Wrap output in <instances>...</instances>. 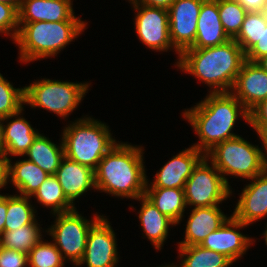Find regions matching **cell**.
Masks as SVG:
<instances>
[{
	"label": "cell",
	"instance_id": "cell-14",
	"mask_svg": "<svg viewBox=\"0 0 267 267\" xmlns=\"http://www.w3.org/2000/svg\"><path fill=\"white\" fill-rule=\"evenodd\" d=\"M230 92L250 112L267 99V72L257 63L245 61Z\"/></svg>",
	"mask_w": 267,
	"mask_h": 267
},
{
	"label": "cell",
	"instance_id": "cell-27",
	"mask_svg": "<svg viewBox=\"0 0 267 267\" xmlns=\"http://www.w3.org/2000/svg\"><path fill=\"white\" fill-rule=\"evenodd\" d=\"M41 229L35 220L32 224L23 225L15 230H4L0 236V247L28 254L43 239Z\"/></svg>",
	"mask_w": 267,
	"mask_h": 267
},
{
	"label": "cell",
	"instance_id": "cell-19",
	"mask_svg": "<svg viewBox=\"0 0 267 267\" xmlns=\"http://www.w3.org/2000/svg\"><path fill=\"white\" fill-rule=\"evenodd\" d=\"M230 39L220 21L218 0H204L198 17L195 41L190 48L213 47Z\"/></svg>",
	"mask_w": 267,
	"mask_h": 267
},
{
	"label": "cell",
	"instance_id": "cell-20",
	"mask_svg": "<svg viewBox=\"0 0 267 267\" xmlns=\"http://www.w3.org/2000/svg\"><path fill=\"white\" fill-rule=\"evenodd\" d=\"M228 218L219 205L193 208L186 224L184 241L179 242L178 246L200 245L210 232L217 230Z\"/></svg>",
	"mask_w": 267,
	"mask_h": 267
},
{
	"label": "cell",
	"instance_id": "cell-17",
	"mask_svg": "<svg viewBox=\"0 0 267 267\" xmlns=\"http://www.w3.org/2000/svg\"><path fill=\"white\" fill-rule=\"evenodd\" d=\"M72 0H22L18 22L82 21L75 17Z\"/></svg>",
	"mask_w": 267,
	"mask_h": 267
},
{
	"label": "cell",
	"instance_id": "cell-26",
	"mask_svg": "<svg viewBox=\"0 0 267 267\" xmlns=\"http://www.w3.org/2000/svg\"><path fill=\"white\" fill-rule=\"evenodd\" d=\"M178 247L181 258L179 267H229L233 265V262L225 255L200 245Z\"/></svg>",
	"mask_w": 267,
	"mask_h": 267
},
{
	"label": "cell",
	"instance_id": "cell-34",
	"mask_svg": "<svg viewBox=\"0 0 267 267\" xmlns=\"http://www.w3.org/2000/svg\"><path fill=\"white\" fill-rule=\"evenodd\" d=\"M18 31V9L14 5L0 2V33L10 35L14 41Z\"/></svg>",
	"mask_w": 267,
	"mask_h": 267
},
{
	"label": "cell",
	"instance_id": "cell-46",
	"mask_svg": "<svg viewBox=\"0 0 267 267\" xmlns=\"http://www.w3.org/2000/svg\"><path fill=\"white\" fill-rule=\"evenodd\" d=\"M262 16H264L267 20V1L264 3V6L259 11Z\"/></svg>",
	"mask_w": 267,
	"mask_h": 267
},
{
	"label": "cell",
	"instance_id": "cell-48",
	"mask_svg": "<svg viewBox=\"0 0 267 267\" xmlns=\"http://www.w3.org/2000/svg\"><path fill=\"white\" fill-rule=\"evenodd\" d=\"M160 267H176V265H173L172 263V265H165V266H160Z\"/></svg>",
	"mask_w": 267,
	"mask_h": 267
},
{
	"label": "cell",
	"instance_id": "cell-7",
	"mask_svg": "<svg viewBox=\"0 0 267 267\" xmlns=\"http://www.w3.org/2000/svg\"><path fill=\"white\" fill-rule=\"evenodd\" d=\"M89 83L43 79L24 87L25 104L66 118L81 103Z\"/></svg>",
	"mask_w": 267,
	"mask_h": 267
},
{
	"label": "cell",
	"instance_id": "cell-38",
	"mask_svg": "<svg viewBox=\"0 0 267 267\" xmlns=\"http://www.w3.org/2000/svg\"><path fill=\"white\" fill-rule=\"evenodd\" d=\"M136 3L143 4L149 7H157L168 10L175 0H134Z\"/></svg>",
	"mask_w": 267,
	"mask_h": 267
},
{
	"label": "cell",
	"instance_id": "cell-32",
	"mask_svg": "<svg viewBox=\"0 0 267 267\" xmlns=\"http://www.w3.org/2000/svg\"><path fill=\"white\" fill-rule=\"evenodd\" d=\"M263 25H267V20L259 11L246 13L241 30L234 38V40L241 46L244 53L259 41Z\"/></svg>",
	"mask_w": 267,
	"mask_h": 267
},
{
	"label": "cell",
	"instance_id": "cell-36",
	"mask_svg": "<svg viewBox=\"0 0 267 267\" xmlns=\"http://www.w3.org/2000/svg\"><path fill=\"white\" fill-rule=\"evenodd\" d=\"M249 125L257 132V134L267 127V99L260 102L249 112Z\"/></svg>",
	"mask_w": 267,
	"mask_h": 267
},
{
	"label": "cell",
	"instance_id": "cell-8",
	"mask_svg": "<svg viewBox=\"0 0 267 267\" xmlns=\"http://www.w3.org/2000/svg\"><path fill=\"white\" fill-rule=\"evenodd\" d=\"M53 215H56V220L46 232L53 238V243L63 259L77 266L85 253L89 229L101 215L95 214L94 218L88 221L76 208Z\"/></svg>",
	"mask_w": 267,
	"mask_h": 267
},
{
	"label": "cell",
	"instance_id": "cell-3",
	"mask_svg": "<svg viewBox=\"0 0 267 267\" xmlns=\"http://www.w3.org/2000/svg\"><path fill=\"white\" fill-rule=\"evenodd\" d=\"M143 158L141 146L115 144L94 171L95 190L135 200L145 195L147 177Z\"/></svg>",
	"mask_w": 267,
	"mask_h": 267
},
{
	"label": "cell",
	"instance_id": "cell-11",
	"mask_svg": "<svg viewBox=\"0 0 267 267\" xmlns=\"http://www.w3.org/2000/svg\"><path fill=\"white\" fill-rule=\"evenodd\" d=\"M203 1L175 0L168 9L170 40L178 57L194 44Z\"/></svg>",
	"mask_w": 267,
	"mask_h": 267
},
{
	"label": "cell",
	"instance_id": "cell-39",
	"mask_svg": "<svg viewBox=\"0 0 267 267\" xmlns=\"http://www.w3.org/2000/svg\"><path fill=\"white\" fill-rule=\"evenodd\" d=\"M247 12L260 11L267 0H236Z\"/></svg>",
	"mask_w": 267,
	"mask_h": 267
},
{
	"label": "cell",
	"instance_id": "cell-30",
	"mask_svg": "<svg viewBox=\"0 0 267 267\" xmlns=\"http://www.w3.org/2000/svg\"><path fill=\"white\" fill-rule=\"evenodd\" d=\"M25 104L24 87L14 88L0 73V117L3 122L16 116Z\"/></svg>",
	"mask_w": 267,
	"mask_h": 267
},
{
	"label": "cell",
	"instance_id": "cell-21",
	"mask_svg": "<svg viewBox=\"0 0 267 267\" xmlns=\"http://www.w3.org/2000/svg\"><path fill=\"white\" fill-rule=\"evenodd\" d=\"M23 111L16 113L15 120L3 124V157L6 160L8 155L23 156L39 134L25 118L20 117Z\"/></svg>",
	"mask_w": 267,
	"mask_h": 267
},
{
	"label": "cell",
	"instance_id": "cell-18",
	"mask_svg": "<svg viewBox=\"0 0 267 267\" xmlns=\"http://www.w3.org/2000/svg\"><path fill=\"white\" fill-rule=\"evenodd\" d=\"M66 198L74 205L75 199L95 187V174L91 168L64 157L55 173Z\"/></svg>",
	"mask_w": 267,
	"mask_h": 267
},
{
	"label": "cell",
	"instance_id": "cell-33",
	"mask_svg": "<svg viewBox=\"0 0 267 267\" xmlns=\"http://www.w3.org/2000/svg\"><path fill=\"white\" fill-rule=\"evenodd\" d=\"M41 239L28 253L29 267H64L65 260L52 242Z\"/></svg>",
	"mask_w": 267,
	"mask_h": 267
},
{
	"label": "cell",
	"instance_id": "cell-40",
	"mask_svg": "<svg viewBox=\"0 0 267 267\" xmlns=\"http://www.w3.org/2000/svg\"><path fill=\"white\" fill-rule=\"evenodd\" d=\"M9 182V169L6 159L0 156V189ZM0 196H3L0 194Z\"/></svg>",
	"mask_w": 267,
	"mask_h": 267
},
{
	"label": "cell",
	"instance_id": "cell-42",
	"mask_svg": "<svg viewBox=\"0 0 267 267\" xmlns=\"http://www.w3.org/2000/svg\"><path fill=\"white\" fill-rule=\"evenodd\" d=\"M258 137L262 140V147H264V157L267 161V127H264L258 134Z\"/></svg>",
	"mask_w": 267,
	"mask_h": 267
},
{
	"label": "cell",
	"instance_id": "cell-15",
	"mask_svg": "<svg viewBox=\"0 0 267 267\" xmlns=\"http://www.w3.org/2000/svg\"><path fill=\"white\" fill-rule=\"evenodd\" d=\"M204 157L205 155L193 146L181 151L156 173L154 182H150L152 185L147 179L146 187L184 188L193 169Z\"/></svg>",
	"mask_w": 267,
	"mask_h": 267
},
{
	"label": "cell",
	"instance_id": "cell-45",
	"mask_svg": "<svg viewBox=\"0 0 267 267\" xmlns=\"http://www.w3.org/2000/svg\"><path fill=\"white\" fill-rule=\"evenodd\" d=\"M256 63L267 72V56L260 58Z\"/></svg>",
	"mask_w": 267,
	"mask_h": 267
},
{
	"label": "cell",
	"instance_id": "cell-6",
	"mask_svg": "<svg viewBox=\"0 0 267 267\" xmlns=\"http://www.w3.org/2000/svg\"><path fill=\"white\" fill-rule=\"evenodd\" d=\"M205 157L210 159L229 185L225 175L253 179L267 169L260 147L250 144L240 135L217 144Z\"/></svg>",
	"mask_w": 267,
	"mask_h": 267
},
{
	"label": "cell",
	"instance_id": "cell-9",
	"mask_svg": "<svg viewBox=\"0 0 267 267\" xmlns=\"http://www.w3.org/2000/svg\"><path fill=\"white\" fill-rule=\"evenodd\" d=\"M208 161L209 159L204 157L185 183L187 206L194 208L216 206L232 195L231 186L212 163L209 166Z\"/></svg>",
	"mask_w": 267,
	"mask_h": 267
},
{
	"label": "cell",
	"instance_id": "cell-24",
	"mask_svg": "<svg viewBox=\"0 0 267 267\" xmlns=\"http://www.w3.org/2000/svg\"><path fill=\"white\" fill-rule=\"evenodd\" d=\"M145 196L176 225L180 223L187 208L184 188L146 187Z\"/></svg>",
	"mask_w": 267,
	"mask_h": 267
},
{
	"label": "cell",
	"instance_id": "cell-1",
	"mask_svg": "<svg viewBox=\"0 0 267 267\" xmlns=\"http://www.w3.org/2000/svg\"><path fill=\"white\" fill-rule=\"evenodd\" d=\"M184 111L183 117L200 140L192 146L204 155L220 142L238 136L231 131L239 116L249 123V112L231 92H209L204 100Z\"/></svg>",
	"mask_w": 267,
	"mask_h": 267
},
{
	"label": "cell",
	"instance_id": "cell-23",
	"mask_svg": "<svg viewBox=\"0 0 267 267\" xmlns=\"http://www.w3.org/2000/svg\"><path fill=\"white\" fill-rule=\"evenodd\" d=\"M6 161L9 169V180L21 196H33L48 177L45 171L27 159L16 161L15 164H12L9 158Z\"/></svg>",
	"mask_w": 267,
	"mask_h": 267
},
{
	"label": "cell",
	"instance_id": "cell-16",
	"mask_svg": "<svg viewBox=\"0 0 267 267\" xmlns=\"http://www.w3.org/2000/svg\"><path fill=\"white\" fill-rule=\"evenodd\" d=\"M243 188L232 216L250 225L267 216V169Z\"/></svg>",
	"mask_w": 267,
	"mask_h": 267
},
{
	"label": "cell",
	"instance_id": "cell-5",
	"mask_svg": "<svg viewBox=\"0 0 267 267\" xmlns=\"http://www.w3.org/2000/svg\"><path fill=\"white\" fill-rule=\"evenodd\" d=\"M63 129L64 154L68 159L96 170L103 156L117 144L109 126L91 117H82Z\"/></svg>",
	"mask_w": 267,
	"mask_h": 267
},
{
	"label": "cell",
	"instance_id": "cell-4",
	"mask_svg": "<svg viewBox=\"0 0 267 267\" xmlns=\"http://www.w3.org/2000/svg\"><path fill=\"white\" fill-rule=\"evenodd\" d=\"M18 23L19 31L14 43L18 44L19 61L23 63L56 56L77 38L87 25L84 21Z\"/></svg>",
	"mask_w": 267,
	"mask_h": 267
},
{
	"label": "cell",
	"instance_id": "cell-43",
	"mask_svg": "<svg viewBox=\"0 0 267 267\" xmlns=\"http://www.w3.org/2000/svg\"><path fill=\"white\" fill-rule=\"evenodd\" d=\"M0 156H3V118L0 117Z\"/></svg>",
	"mask_w": 267,
	"mask_h": 267
},
{
	"label": "cell",
	"instance_id": "cell-37",
	"mask_svg": "<svg viewBox=\"0 0 267 267\" xmlns=\"http://www.w3.org/2000/svg\"><path fill=\"white\" fill-rule=\"evenodd\" d=\"M264 56H267V25H263L259 41L245 53L246 61L254 63Z\"/></svg>",
	"mask_w": 267,
	"mask_h": 267
},
{
	"label": "cell",
	"instance_id": "cell-31",
	"mask_svg": "<svg viewBox=\"0 0 267 267\" xmlns=\"http://www.w3.org/2000/svg\"><path fill=\"white\" fill-rule=\"evenodd\" d=\"M218 11L226 34L234 39L241 30L247 11L236 0H218Z\"/></svg>",
	"mask_w": 267,
	"mask_h": 267
},
{
	"label": "cell",
	"instance_id": "cell-12",
	"mask_svg": "<svg viewBox=\"0 0 267 267\" xmlns=\"http://www.w3.org/2000/svg\"><path fill=\"white\" fill-rule=\"evenodd\" d=\"M115 232L105 216H100L90 227L82 260L87 267H115L119 262Z\"/></svg>",
	"mask_w": 267,
	"mask_h": 267
},
{
	"label": "cell",
	"instance_id": "cell-25",
	"mask_svg": "<svg viewBox=\"0 0 267 267\" xmlns=\"http://www.w3.org/2000/svg\"><path fill=\"white\" fill-rule=\"evenodd\" d=\"M59 145L39 133L24 155L29 157L27 160L38 165L48 175H55L65 157L63 142Z\"/></svg>",
	"mask_w": 267,
	"mask_h": 267
},
{
	"label": "cell",
	"instance_id": "cell-44",
	"mask_svg": "<svg viewBox=\"0 0 267 267\" xmlns=\"http://www.w3.org/2000/svg\"><path fill=\"white\" fill-rule=\"evenodd\" d=\"M22 0H0L1 3L14 5L17 9H19Z\"/></svg>",
	"mask_w": 267,
	"mask_h": 267
},
{
	"label": "cell",
	"instance_id": "cell-28",
	"mask_svg": "<svg viewBox=\"0 0 267 267\" xmlns=\"http://www.w3.org/2000/svg\"><path fill=\"white\" fill-rule=\"evenodd\" d=\"M33 196L40 204L52 208L50 211L52 214L75 209V206L66 198L55 175H48Z\"/></svg>",
	"mask_w": 267,
	"mask_h": 267
},
{
	"label": "cell",
	"instance_id": "cell-13",
	"mask_svg": "<svg viewBox=\"0 0 267 267\" xmlns=\"http://www.w3.org/2000/svg\"><path fill=\"white\" fill-rule=\"evenodd\" d=\"M247 226L230 215L217 230L207 235L200 246L221 253L232 262H236L239 258H242L250 245L253 244V238L239 232L240 228Z\"/></svg>",
	"mask_w": 267,
	"mask_h": 267
},
{
	"label": "cell",
	"instance_id": "cell-35",
	"mask_svg": "<svg viewBox=\"0 0 267 267\" xmlns=\"http://www.w3.org/2000/svg\"><path fill=\"white\" fill-rule=\"evenodd\" d=\"M28 254L0 247V267H26Z\"/></svg>",
	"mask_w": 267,
	"mask_h": 267
},
{
	"label": "cell",
	"instance_id": "cell-2",
	"mask_svg": "<svg viewBox=\"0 0 267 267\" xmlns=\"http://www.w3.org/2000/svg\"><path fill=\"white\" fill-rule=\"evenodd\" d=\"M176 65L206 83L210 92H230L243 63L246 61L241 46L234 40L207 48H188Z\"/></svg>",
	"mask_w": 267,
	"mask_h": 267
},
{
	"label": "cell",
	"instance_id": "cell-10",
	"mask_svg": "<svg viewBox=\"0 0 267 267\" xmlns=\"http://www.w3.org/2000/svg\"><path fill=\"white\" fill-rule=\"evenodd\" d=\"M137 12L135 17V28L139 40L148 48L156 51H168L173 49L169 35V13L168 10L157 7H149L128 0Z\"/></svg>",
	"mask_w": 267,
	"mask_h": 267
},
{
	"label": "cell",
	"instance_id": "cell-22",
	"mask_svg": "<svg viewBox=\"0 0 267 267\" xmlns=\"http://www.w3.org/2000/svg\"><path fill=\"white\" fill-rule=\"evenodd\" d=\"M136 200H141L138 216L143 232L154 248L161 250V247L164 245L163 243L168 237L169 226H176V224L166 215L162 214L145 195L140 196Z\"/></svg>",
	"mask_w": 267,
	"mask_h": 267
},
{
	"label": "cell",
	"instance_id": "cell-41",
	"mask_svg": "<svg viewBox=\"0 0 267 267\" xmlns=\"http://www.w3.org/2000/svg\"><path fill=\"white\" fill-rule=\"evenodd\" d=\"M7 214V195L0 196V236L4 232L5 218Z\"/></svg>",
	"mask_w": 267,
	"mask_h": 267
},
{
	"label": "cell",
	"instance_id": "cell-47",
	"mask_svg": "<svg viewBox=\"0 0 267 267\" xmlns=\"http://www.w3.org/2000/svg\"><path fill=\"white\" fill-rule=\"evenodd\" d=\"M266 227H267V225H266ZM263 235H264V239H265V244L267 245V229L264 231Z\"/></svg>",
	"mask_w": 267,
	"mask_h": 267
},
{
	"label": "cell",
	"instance_id": "cell-29",
	"mask_svg": "<svg viewBox=\"0 0 267 267\" xmlns=\"http://www.w3.org/2000/svg\"><path fill=\"white\" fill-rule=\"evenodd\" d=\"M31 197L7 194V214L5 230H15L23 225L32 224L36 220V211L30 203Z\"/></svg>",
	"mask_w": 267,
	"mask_h": 267
}]
</instances>
